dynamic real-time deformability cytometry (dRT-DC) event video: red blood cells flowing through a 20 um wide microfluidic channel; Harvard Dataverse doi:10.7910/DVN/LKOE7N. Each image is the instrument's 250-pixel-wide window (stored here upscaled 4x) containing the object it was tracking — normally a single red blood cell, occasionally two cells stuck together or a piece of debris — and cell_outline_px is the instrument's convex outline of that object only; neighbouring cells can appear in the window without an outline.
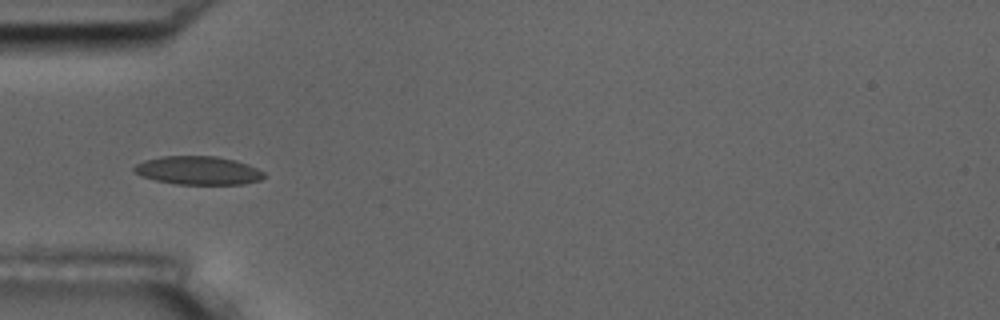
{"species": "common noctule bat (a hibernating species)", "species_latin": "Nyctalus noctula", "temperature_condition": "room temperature", "stored_images_in_passage": 7, "camera_frame_rate_fps": 3000, "um_per_image_px": 0.085, "animal": {"sex": "male", "body_mass_g": 17.5, "forearm_length_mm": 52.3}, "frame": {"image": 1, "passage_image": 5, "time_ms": 4.667, "image_size_px": [1000, 320], "cell_outline_px": [[264, 176], [260, 180], [244, 184], [176, 184], [156, 180], [140, 176], [132, 168], [136, 164], [144, 160], [160, 156], [216, 156], [236, 160], [248, 164], [264, 172]], "centroid_in_image_um": [16.83, 14.48], "position_along_channel_um": 68.2, "area_um2": 21.56}}